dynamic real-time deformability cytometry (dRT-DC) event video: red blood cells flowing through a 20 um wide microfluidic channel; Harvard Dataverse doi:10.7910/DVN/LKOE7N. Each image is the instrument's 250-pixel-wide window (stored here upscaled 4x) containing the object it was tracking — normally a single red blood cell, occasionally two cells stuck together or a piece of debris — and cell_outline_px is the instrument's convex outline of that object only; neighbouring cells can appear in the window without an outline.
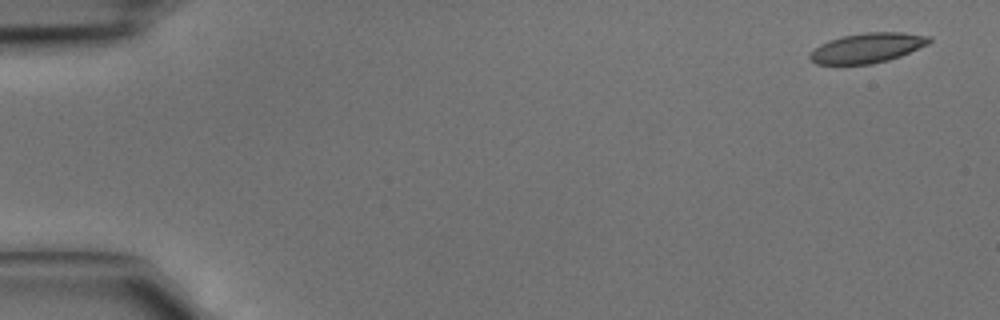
{"species": "common noctule bat (a hibernating species)", "species_latin": "Nyctalus noctula", "temperature_condition": "cold", "stored_images_in_passage": 4, "camera_frame_rate_fps": 3000, "um_per_image_px": 0.085, "animal": {"sex": "male", "body_mass_g": 15.6}, "frame": {"image": 1, "passage_image": 1, "time_ms": 0.0, "image_size_px": [1000, 320], "cell_outline_px": [[932, 40], [928, 44], [900, 56], [888, 60], [872, 64], [816, 64], [808, 56], [820, 44], [828, 40], [844, 36], [864, 32], [900, 32], [932, 36]], "centroid_in_image_um": [73.75, 4.06], "position_along_channel_um": 11.3, "area_um2": 20.63}}
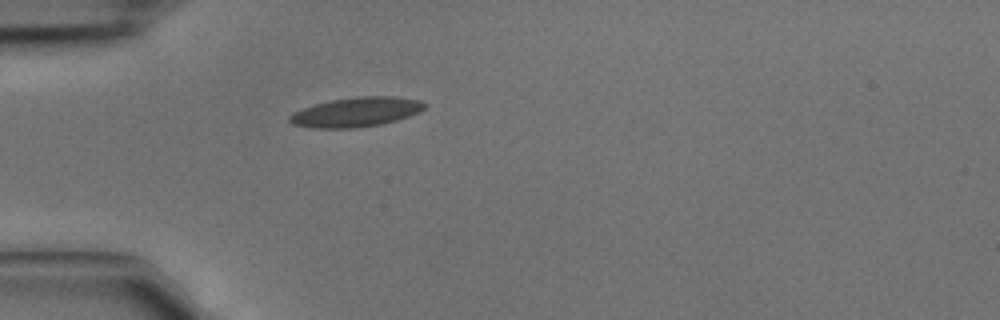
{"frame": {"image": 2, "passage_image": 4, "time_ms": 1.0, "image_size_px": [1000, 320], "cell_outline_px": [[428, 104], [420, 112], [396, 120], [380, 124], [356, 128], [312, 128], [292, 124], [288, 120], [288, 116], [292, 112], [316, 104], [332, 100], [356, 96], [396, 96], [420, 100]], "centroid_in_image_um": [30.28, 9.52], "position_along_channel_um": 54.7, "area_um2": 23.29}}